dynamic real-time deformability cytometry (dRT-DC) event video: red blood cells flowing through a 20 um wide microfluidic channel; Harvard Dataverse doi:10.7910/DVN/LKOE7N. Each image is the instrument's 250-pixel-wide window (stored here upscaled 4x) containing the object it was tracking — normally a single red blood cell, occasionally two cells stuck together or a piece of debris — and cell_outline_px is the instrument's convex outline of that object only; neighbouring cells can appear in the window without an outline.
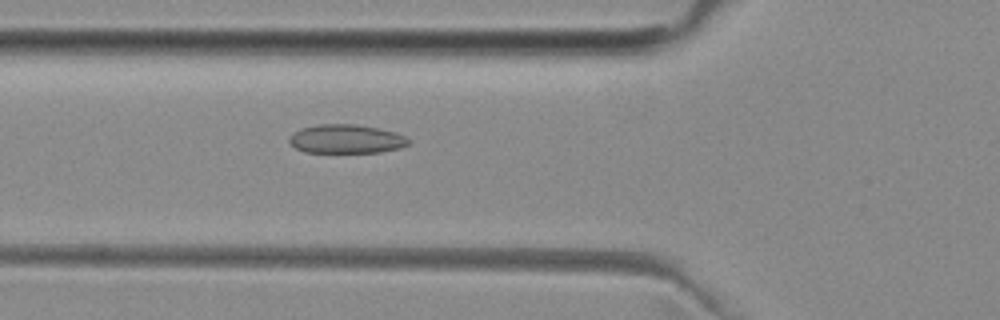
{"species": "common noctule bat (a hibernating species)", "species_latin": "Nyctalus noctula", "temperature_condition": "room temperature", "stored_images_in_passage": 52, "camera_frame_rate_fps": 3000, "um_per_image_px": 0.085, "animal": {"sex": "female", "body_mass_g": 29.2, "forearm_length_mm": 56.3}, "frame": {"image": 1, "passage_image": 19, "time_ms": 6.0, "image_size_px": [1000, 320], "cell_outline_px": [[408, 144], [400, 148], [380, 152], [304, 152], [296, 148], [288, 140], [292, 132], [300, 128], [320, 124], [356, 124], [396, 132], [404, 136], [408, 140]], "centroid_in_image_um": [29.39, 11.81], "position_along_channel_um": 96.4, "area_um2": 19.94}}
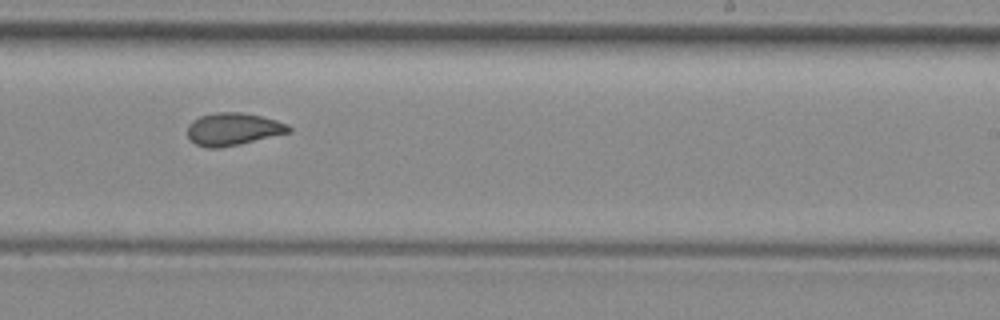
{"frame": {"image": 2, "passage_image": 32, "time_ms": 10.333, "image_size_px": [1000, 320], "cell_outline_px": [[292, 132], [240, 144], [220, 148], [208, 148], [196, 144], [188, 136], [188, 124], [192, 120], [200, 116], [216, 112], [240, 112], [260, 116], [276, 120], [288, 124], [292, 128]], "centroid_in_image_um": [19.83, 10.97], "position_along_channel_um": 269.2, "area_um2": 19.25}}
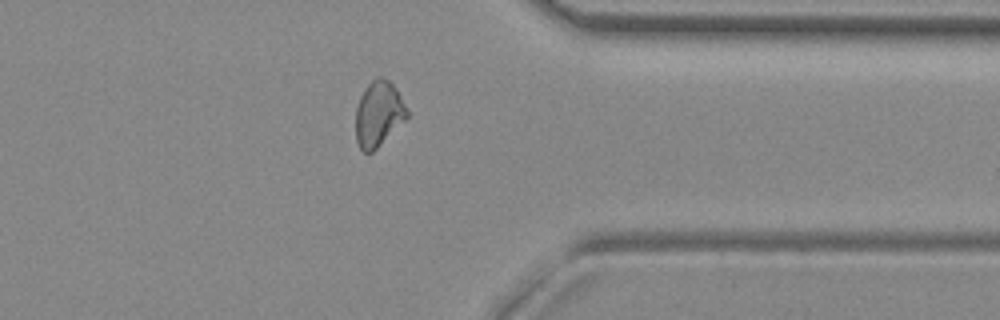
{"frame": {"image": 3, "passage_image": 41, "time_ms": 13.333, "image_size_px": [1000, 320], "cell_outline_px": [[408, 116], [372, 152], [364, 152], [360, 148], [356, 140], [356, 108], [360, 96], [364, 88], [376, 76], [380, 76], [388, 80], [396, 88], [408, 112]], "centroid_in_image_um": [32.15, 9.65], "position_along_channel_um": 379.3, "area_um2": 19.19}, "authors_computed_cell_mechanics": {"area_um2": 19.941, "velocity_mm_per_s": 3.9903, "shape_relaxation_time_tau1_ms": null, "shape_relaxation_time_tau2_ms": 1.5682, "deformation_change_tau1": null, "deformation_change_tau2": 0.0629}}